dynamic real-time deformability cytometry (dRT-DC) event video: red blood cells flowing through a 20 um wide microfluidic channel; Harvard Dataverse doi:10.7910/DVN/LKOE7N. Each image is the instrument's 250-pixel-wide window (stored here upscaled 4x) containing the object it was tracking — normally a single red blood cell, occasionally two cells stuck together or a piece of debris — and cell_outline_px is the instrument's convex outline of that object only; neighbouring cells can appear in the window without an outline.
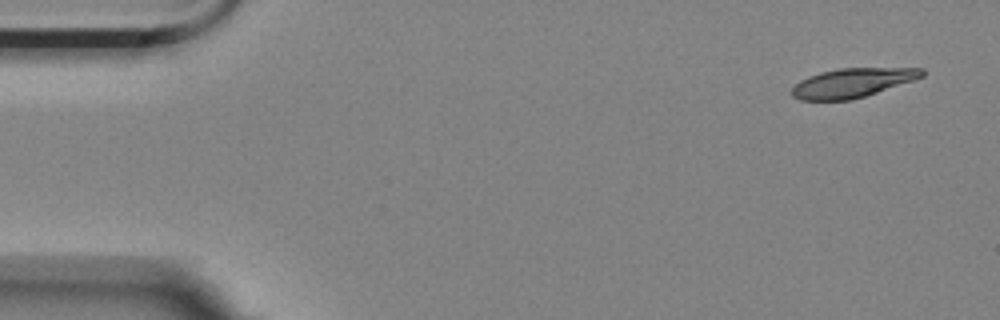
{"species": "Egyptian fruit bat (a non-hibernating species)", "species_latin": "Rousettus aegyptiacus", "temperature_condition": "room temperature", "stored_images_in_passage": 5, "camera_frame_rate_fps": 3000, "um_per_image_px": 0.085, "animal": {"sex": "female"}, "frame": {"image": 1, "passage_image": 1, "time_ms": 0.0, "image_size_px": [1000, 320], "cell_outline_px": [[924, 76], [852, 100], [800, 100], [792, 96], [792, 88], [800, 80], [808, 76], [820, 72], [840, 68], [924, 68]], "centroid_in_image_um": [72.41, 7.03], "position_along_channel_um": 12.6, "area_um2": 21.85}}
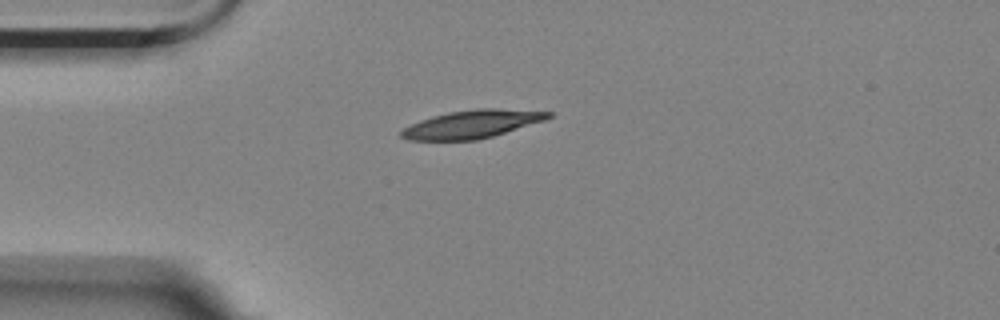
{"frame": {"image": 2, "passage_image": 4, "time_ms": 1.0, "image_size_px": [1000, 320], "cell_outline_px": [[552, 116], [544, 120], [492, 136], [476, 140], [408, 140], [400, 136], [400, 132], [404, 128], [420, 120], [432, 116], [448, 112], [476, 108], [496, 108], [552, 112]], "centroid_in_image_um": [40.09, 10.54], "position_along_channel_um": 44.9, "area_um2": 23.76}}